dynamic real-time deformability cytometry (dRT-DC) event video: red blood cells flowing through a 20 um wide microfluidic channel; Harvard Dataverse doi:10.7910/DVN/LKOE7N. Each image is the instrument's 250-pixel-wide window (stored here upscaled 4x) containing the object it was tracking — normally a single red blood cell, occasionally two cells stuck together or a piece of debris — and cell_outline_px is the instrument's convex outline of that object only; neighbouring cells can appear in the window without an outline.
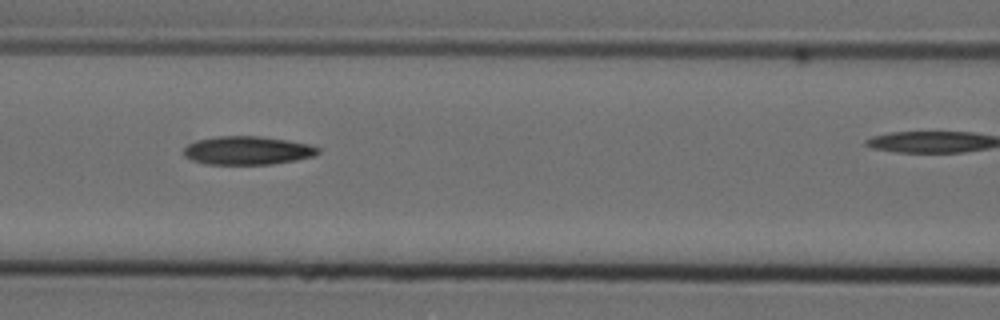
{"species": "Egyptian fruit bat (a non-hibernating species)", "species_latin": "Rousettus aegyptiacus", "temperature_condition": "cold", "stored_images_in_passage": 9, "camera_frame_rate_fps": 3000, "um_per_image_px": 0.085, "animal": {"sex": "female"}, "frame": {"image": 1, "passage_image": 3, "time_ms": 0.667, "image_size_px": [1000, 320], "cell_outline_px": [[320, 152], [316, 156], [296, 160], [272, 164], [204, 164], [192, 160], [184, 156], [184, 148], [188, 144], [196, 140], [216, 136], [260, 136], [288, 140], [312, 144], [320, 148]], "centroid_in_image_um": [21.07, 12.78], "position_along_channel_um": 145.5, "area_um2": 22.54}}